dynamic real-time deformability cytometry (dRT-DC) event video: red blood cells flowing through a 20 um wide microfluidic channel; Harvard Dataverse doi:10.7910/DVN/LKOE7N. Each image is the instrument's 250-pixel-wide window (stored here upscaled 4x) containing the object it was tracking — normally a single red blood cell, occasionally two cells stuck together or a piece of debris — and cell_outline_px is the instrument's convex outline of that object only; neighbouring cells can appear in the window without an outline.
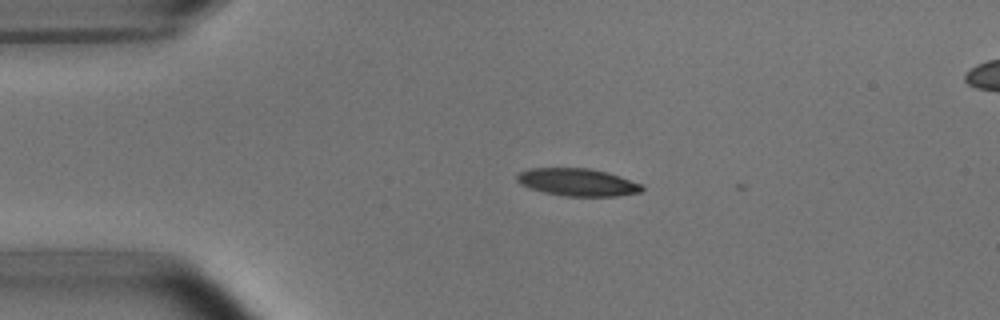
{"species": "common noctule bat (a hibernating species)", "species_latin": "Nyctalus noctula", "temperature_condition": "room temperature", "stored_images_in_passage": 2, "camera_frame_rate_fps": 3000, "um_per_image_px": 0.085, "animal": {"sex": "male", "body_mass_g": 15.6}, "frame": {"image": 1, "passage_image": 1, "time_ms": 0.0, "image_size_px": [1000, 320], "cell_outline_px": [[644, 188], [640, 192], [616, 196], [564, 196], [544, 192], [520, 184], [516, 180], [516, 176], [520, 172], [528, 168], [588, 168], [620, 176], [640, 184]], "centroid_in_image_um": [49.06, 15.49], "position_along_channel_um": 35.9, "area_um2": 19.83}}